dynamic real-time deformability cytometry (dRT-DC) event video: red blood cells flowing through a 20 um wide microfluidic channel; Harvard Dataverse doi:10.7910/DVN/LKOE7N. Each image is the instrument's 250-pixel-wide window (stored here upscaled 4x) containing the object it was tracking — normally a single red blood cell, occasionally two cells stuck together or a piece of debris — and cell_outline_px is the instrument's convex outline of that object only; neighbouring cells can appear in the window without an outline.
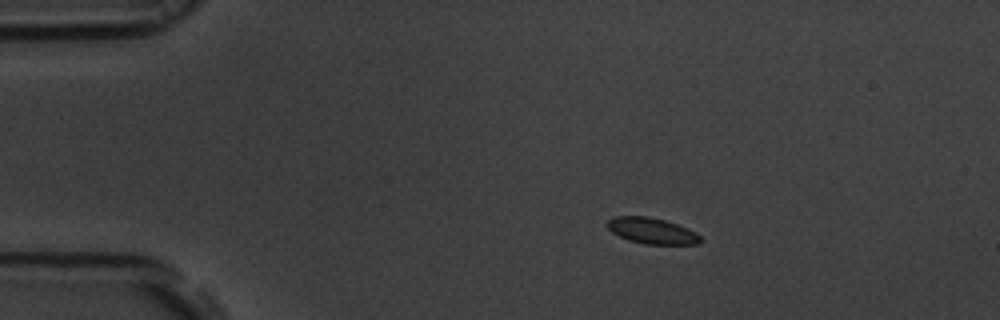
{"species": "common noctule bat (a hibernating species)", "species_latin": "Nyctalus noctula", "temperature_condition": "room temperature", "stored_images_in_passage": 55, "camera_frame_rate_fps": 3000, "um_per_image_px": 0.085, "animal": {"sex": "male", "body_mass_g": 19.5, "forearm_length_mm": 54.6}, "frame": {"image": 1, "passage_image": 10, "time_ms": 3.0, "image_size_px": [1000, 320], "cell_outline_px": [[704, 240], [700, 244], [644, 244], [628, 240], [612, 232], [608, 228], [608, 220], [616, 216], [648, 216], [664, 220], [688, 228], [696, 232]], "centroid_in_image_um": [55.45, 19.63], "position_along_channel_um": 29.5, "area_um2": 14.1}}
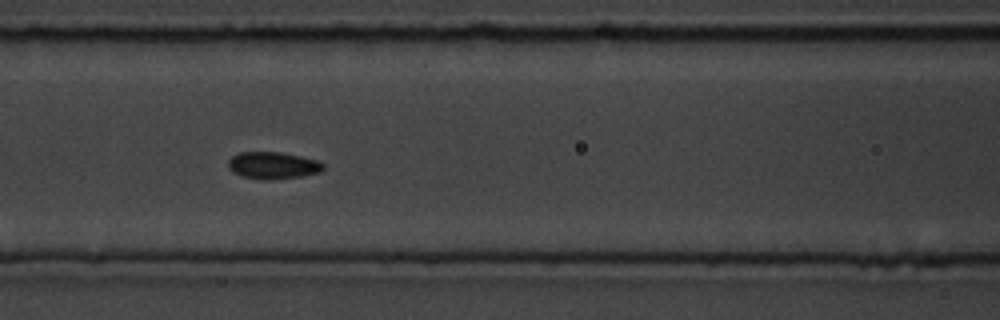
{"frame": {"image": 2, "passage_image": 24, "time_ms": 7.667, "image_size_px": [1000, 320], "cell_outline_px": [[324, 168], [320, 172], [300, 176], [268, 180], [260, 180], [244, 176], [232, 172], [228, 168], [228, 160], [232, 156], [240, 152], [280, 152], [320, 160], [324, 164]], "centroid_in_image_um": [23.2, 14.05], "position_along_channel_um": 143.4, "area_um2": 15.03}}
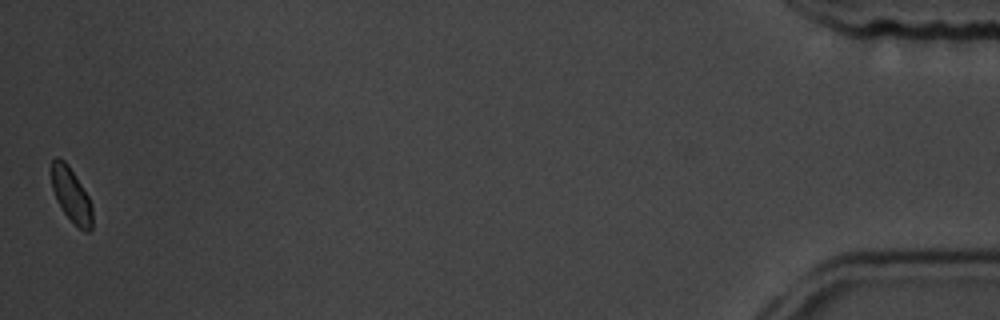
{"frame": {"image": 3, "passage_image": 55, "time_ms": 18.0, "image_size_px": [1000, 320], "cell_outline_px": [[92, 228], [88, 232], [84, 232], [64, 212], [56, 200], [52, 188], [52, 160], [56, 156], [64, 160], [68, 164], [88, 196], [92, 208]], "centroid_in_image_um": [6.05, 16.56], "position_along_channel_um": 429.1, "area_um2": 12.72}, "authors_computed_cell_mechanics": {"area_um2": 14.1032, "velocity_mm_per_s": 3.6818, "shape_relaxation_time_tau1_ms": null, "shape_relaxation_time_tau2_ms": 2.454, "deformation_change_tau1": null, "deformation_change_tau2": 0.0547}}